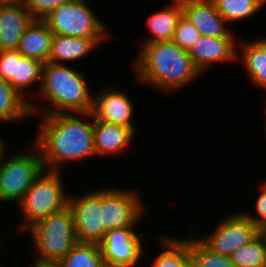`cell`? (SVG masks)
Returning <instances> with one entry per match:
<instances>
[{"mask_svg":"<svg viewBox=\"0 0 266 267\" xmlns=\"http://www.w3.org/2000/svg\"><path fill=\"white\" fill-rule=\"evenodd\" d=\"M83 118L93 119V141L96 156L118 154L132 143L135 133L127 127L94 119L91 112L80 113Z\"/></svg>","mask_w":266,"mask_h":267,"instance_id":"9a60e30c","label":"cell"},{"mask_svg":"<svg viewBox=\"0 0 266 267\" xmlns=\"http://www.w3.org/2000/svg\"><path fill=\"white\" fill-rule=\"evenodd\" d=\"M242 48L241 62L249 74L250 80L255 85L266 89V39H258L252 42H244Z\"/></svg>","mask_w":266,"mask_h":267,"instance_id":"ffe728a7","label":"cell"},{"mask_svg":"<svg viewBox=\"0 0 266 267\" xmlns=\"http://www.w3.org/2000/svg\"><path fill=\"white\" fill-rule=\"evenodd\" d=\"M34 20L25 5L0 6V51L17 50L21 36Z\"/></svg>","mask_w":266,"mask_h":267,"instance_id":"2e32d148","label":"cell"},{"mask_svg":"<svg viewBox=\"0 0 266 267\" xmlns=\"http://www.w3.org/2000/svg\"><path fill=\"white\" fill-rule=\"evenodd\" d=\"M30 153L10 155L0 164V201L19 203L44 170L41 153L33 143Z\"/></svg>","mask_w":266,"mask_h":267,"instance_id":"52a82bcc","label":"cell"},{"mask_svg":"<svg viewBox=\"0 0 266 267\" xmlns=\"http://www.w3.org/2000/svg\"><path fill=\"white\" fill-rule=\"evenodd\" d=\"M6 146L4 145V142L2 141V139L0 138V164H1V162H2V160H3V157H4V148H5Z\"/></svg>","mask_w":266,"mask_h":267,"instance_id":"d6a6232c","label":"cell"},{"mask_svg":"<svg viewBox=\"0 0 266 267\" xmlns=\"http://www.w3.org/2000/svg\"><path fill=\"white\" fill-rule=\"evenodd\" d=\"M165 245L155 261L149 267H186L190 262L189 239L164 237L161 240Z\"/></svg>","mask_w":266,"mask_h":267,"instance_id":"cb8c5ba5","label":"cell"},{"mask_svg":"<svg viewBox=\"0 0 266 267\" xmlns=\"http://www.w3.org/2000/svg\"><path fill=\"white\" fill-rule=\"evenodd\" d=\"M98 45L95 39L54 35L48 62L62 64L59 61L79 60Z\"/></svg>","mask_w":266,"mask_h":267,"instance_id":"d6986e66","label":"cell"},{"mask_svg":"<svg viewBox=\"0 0 266 267\" xmlns=\"http://www.w3.org/2000/svg\"><path fill=\"white\" fill-rule=\"evenodd\" d=\"M16 60H20L17 50L0 51V78L10 82L15 77Z\"/></svg>","mask_w":266,"mask_h":267,"instance_id":"f546056e","label":"cell"},{"mask_svg":"<svg viewBox=\"0 0 266 267\" xmlns=\"http://www.w3.org/2000/svg\"><path fill=\"white\" fill-rule=\"evenodd\" d=\"M54 34L43 20H34L21 36L17 51L25 57L47 63Z\"/></svg>","mask_w":266,"mask_h":267,"instance_id":"e0dca14e","label":"cell"},{"mask_svg":"<svg viewBox=\"0 0 266 267\" xmlns=\"http://www.w3.org/2000/svg\"><path fill=\"white\" fill-rule=\"evenodd\" d=\"M199 37L197 28L182 15L177 22L172 41L188 52Z\"/></svg>","mask_w":266,"mask_h":267,"instance_id":"83f0119b","label":"cell"},{"mask_svg":"<svg viewBox=\"0 0 266 267\" xmlns=\"http://www.w3.org/2000/svg\"><path fill=\"white\" fill-rule=\"evenodd\" d=\"M83 76L84 73L74 71L64 63H44L39 93L52 103V107L43 115L91 112L93 96Z\"/></svg>","mask_w":266,"mask_h":267,"instance_id":"3957f363","label":"cell"},{"mask_svg":"<svg viewBox=\"0 0 266 267\" xmlns=\"http://www.w3.org/2000/svg\"><path fill=\"white\" fill-rule=\"evenodd\" d=\"M218 13L226 22L240 21L254 15L266 0H213Z\"/></svg>","mask_w":266,"mask_h":267,"instance_id":"484cf974","label":"cell"},{"mask_svg":"<svg viewBox=\"0 0 266 267\" xmlns=\"http://www.w3.org/2000/svg\"><path fill=\"white\" fill-rule=\"evenodd\" d=\"M29 103L0 78V122L21 120L30 116Z\"/></svg>","mask_w":266,"mask_h":267,"instance_id":"7402d4cb","label":"cell"},{"mask_svg":"<svg viewBox=\"0 0 266 267\" xmlns=\"http://www.w3.org/2000/svg\"><path fill=\"white\" fill-rule=\"evenodd\" d=\"M33 267H58L56 264H35Z\"/></svg>","mask_w":266,"mask_h":267,"instance_id":"836d02e7","label":"cell"},{"mask_svg":"<svg viewBox=\"0 0 266 267\" xmlns=\"http://www.w3.org/2000/svg\"><path fill=\"white\" fill-rule=\"evenodd\" d=\"M68 206L73 213L77 241L99 245L106 235L100 221L102 190L84 193L78 198L69 196Z\"/></svg>","mask_w":266,"mask_h":267,"instance_id":"30bf717a","label":"cell"},{"mask_svg":"<svg viewBox=\"0 0 266 267\" xmlns=\"http://www.w3.org/2000/svg\"><path fill=\"white\" fill-rule=\"evenodd\" d=\"M231 261L236 267H266V239L258 233L247 244L234 251Z\"/></svg>","mask_w":266,"mask_h":267,"instance_id":"d4e9b609","label":"cell"},{"mask_svg":"<svg viewBox=\"0 0 266 267\" xmlns=\"http://www.w3.org/2000/svg\"><path fill=\"white\" fill-rule=\"evenodd\" d=\"M186 267H195L192 262H190Z\"/></svg>","mask_w":266,"mask_h":267,"instance_id":"e575fe53","label":"cell"},{"mask_svg":"<svg viewBox=\"0 0 266 267\" xmlns=\"http://www.w3.org/2000/svg\"><path fill=\"white\" fill-rule=\"evenodd\" d=\"M190 260L195 267H236L229 256L215 253L199 239H189Z\"/></svg>","mask_w":266,"mask_h":267,"instance_id":"4316f807","label":"cell"},{"mask_svg":"<svg viewBox=\"0 0 266 267\" xmlns=\"http://www.w3.org/2000/svg\"><path fill=\"white\" fill-rule=\"evenodd\" d=\"M26 0H0V6H19L25 5Z\"/></svg>","mask_w":266,"mask_h":267,"instance_id":"1f68e13d","label":"cell"},{"mask_svg":"<svg viewBox=\"0 0 266 267\" xmlns=\"http://www.w3.org/2000/svg\"><path fill=\"white\" fill-rule=\"evenodd\" d=\"M42 67L43 63L39 60L20 54V60H16L15 77L9 82L11 87L29 103L31 115L40 111L39 106L28 101L22 91L33 86L38 80L41 81Z\"/></svg>","mask_w":266,"mask_h":267,"instance_id":"44dd1931","label":"cell"},{"mask_svg":"<svg viewBox=\"0 0 266 267\" xmlns=\"http://www.w3.org/2000/svg\"><path fill=\"white\" fill-rule=\"evenodd\" d=\"M230 216L221 220L211 234L198 237L211 251L229 257L259 233L256 225L243 212Z\"/></svg>","mask_w":266,"mask_h":267,"instance_id":"9c48e42d","label":"cell"},{"mask_svg":"<svg viewBox=\"0 0 266 267\" xmlns=\"http://www.w3.org/2000/svg\"><path fill=\"white\" fill-rule=\"evenodd\" d=\"M26 231L32 233L39 254L35 264L58 263L78 242L73 213L69 206L32 224Z\"/></svg>","mask_w":266,"mask_h":267,"instance_id":"277c9868","label":"cell"},{"mask_svg":"<svg viewBox=\"0 0 266 267\" xmlns=\"http://www.w3.org/2000/svg\"><path fill=\"white\" fill-rule=\"evenodd\" d=\"M85 0H72L60 5L43 21L54 35L105 40L107 28Z\"/></svg>","mask_w":266,"mask_h":267,"instance_id":"8992f818","label":"cell"},{"mask_svg":"<svg viewBox=\"0 0 266 267\" xmlns=\"http://www.w3.org/2000/svg\"><path fill=\"white\" fill-rule=\"evenodd\" d=\"M233 37L211 38L200 35L188 51L195 68L202 73L215 62L238 60Z\"/></svg>","mask_w":266,"mask_h":267,"instance_id":"5bb4252c","label":"cell"},{"mask_svg":"<svg viewBox=\"0 0 266 267\" xmlns=\"http://www.w3.org/2000/svg\"><path fill=\"white\" fill-rule=\"evenodd\" d=\"M260 192L255 205L258 216L250 215L248 212L243 214L256 225L258 232L262 233L266 230V182L262 184Z\"/></svg>","mask_w":266,"mask_h":267,"instance_id":"4dcf8cb0","label":"cell"},{"mask_svg":"<svg viewBox=\"0 0 266 267\" xmlns=\"http://www.w3.org/2000/svg\"><path fill=\"white\" fill-rule=\"evenodd\" d=\"M72 0H26L25 7L35 20H43L60 5Z\"/></svg>","mask_w":266,"mask_h":267,"instance_id":"f1b7e54d","label":"cell"},{"mask_svg":"<svg viewBox=\"0 0 266 267\" xmlns=\"http://www.w3.org/2000/svg\"><path fill=\"white\" fill-rule=\"evenodd\" d=\"M56 265L58 267H104L106 264L98 244L77 242Z\"/></svg>","mask_w":266,"mask_h":267,"instance_id":"603a6c76","label":"cell"},{"mask_svg":"<svg viewBox=\"0 0 266 267\" xmlns=\"http://www.w3.org/2000/svg\"><path fill=\"white\" fill-rule=\"evenodd\" d=\"M133 227L110 230L106 232L99 244L106 265L135 267L143 254L141 238Z\"/></svg>","mask_w":266,"mask_h":267,"instance_id":"8fae6325","label":"cell"},{"mask_svg":"<svg viewBox=\"0 0 266 267\" xmlns=\"http://www.w3.org/2000/svg\"><path fill=\"white\" fill-rule=\"evenodd\" d=\"M181 7L182 15L197 28L200 35L234 37L226 28L227 22L218 13L213 0H181Z\"/></svg>","mask_w":266,"mask_h":267,"instance_id":"4fadbf2b","label":"cell"},{"mask_svg":"<svg viewBox=\"0 0 266 267\" xmlns=\"http://www.w3.org/2000/svg\"><path fill=\"white\" fill-rule=\"evenodd\" d=\"M262 234L264 235V237H265V239H266V230H264V231L262 232Z\"/></svg>","mask_w":266,"mask_h":267,"instance_id":"d590c367","label":"cell"},{"mask_svg":"<svg viewBox=\"0 0 266 267\" xmlns=\"http://www.w3.org/2000/svg\"><path fill=\"white\" fill-rule=\"evenodd\" d=\"M58 171L43 170L34 180L19 202L24 222L20 225L22 233L32 224L68 206L65 185Z\"/></svg>","mask_w":266,"mask_h":267,"instance_id":"5b68a950","label":"cell"},{"mask_svg":"<svg viewBox=\"0 0 266 267\" xmlns=\"http://www.w3.org/2000/svg\"><path fill=\"white\" fill-rule=\"evenodd\" d=\"M181 16V0H174L170 6L153 13L147 21L151 36L143 44L171 41Z\"/></svg>","mask_w":266,"mask_h":267,"instance_id":"ac0fdd59","label":"cell"},{"mask_svg":"<svg viewBox=\"0 0 266 267\" xmlns=\"http://www.w3.org/2000/svg\"><path fill=\"white\" fill-rule=\"evenodd\" d=\"M40 130L33 142L39 149L44 169L61 171L65 161L95 156L93 121L85 122L70 113L42 115ZM59 167V168H58Z\"/></svg>","mask_w":266,"mask_h":267,"instance_id":"6da1fadb","label":"cell"},{"mask_svg":"<svg viewBox=\"0 0 266 267\" xmlns=\"http://www.w3.org/2000/svg\"><path fill=\"white\" fill-rule=\"evenodd\" d=\"M136 61L137 77L166 92L175 91L201 75L188 52L172 40L143 44Z\"/></svg>","mask_w":266,"mask_h":267,"instance_id":"7a4b0ae2","label":"cell"},{"mask_svg":"<svg viewBox=\"0 0 266 267\" xmlns=\"http://www.w3.org/2000/svg\"><path fill=\"white\" fill-rule=\"evenodd\" d=\"M102 90L93 98L94 119L130 128L135 133V125L131 123L134 109L129 95L115 88Z\"/></svg>","mask_w":266,"mask_h":267,"instance_id":"7c38bea8","label":"cell"},{"mask_svg":"<svg viewBox=\"0 0 266 267\" xmlns=\"http://www.w3.org/2000/svg\"><path fill=\"white\" fill-rule=\"evenodd\" d=\"M136 191L102 190L101 224L105 232L134 227L144 211Z\"/></svg>","mask_w":266,"mask_h":267,"instance_id":"ba28073f","label":"cell"},{"mask_svg":"<svg viewBox=\"0 0 266 267\" xmlns=\"http://www.w3.org/2000/svg\"><path fill=\"white\" fill-rule=\"evenodd\" d=\"M104 267H119V266H109V265H105Z\"/></svg>","mask_w":266,"mask_h":267,"instance_id":"8d00e7d4","label":"cell"}]
</instances>
